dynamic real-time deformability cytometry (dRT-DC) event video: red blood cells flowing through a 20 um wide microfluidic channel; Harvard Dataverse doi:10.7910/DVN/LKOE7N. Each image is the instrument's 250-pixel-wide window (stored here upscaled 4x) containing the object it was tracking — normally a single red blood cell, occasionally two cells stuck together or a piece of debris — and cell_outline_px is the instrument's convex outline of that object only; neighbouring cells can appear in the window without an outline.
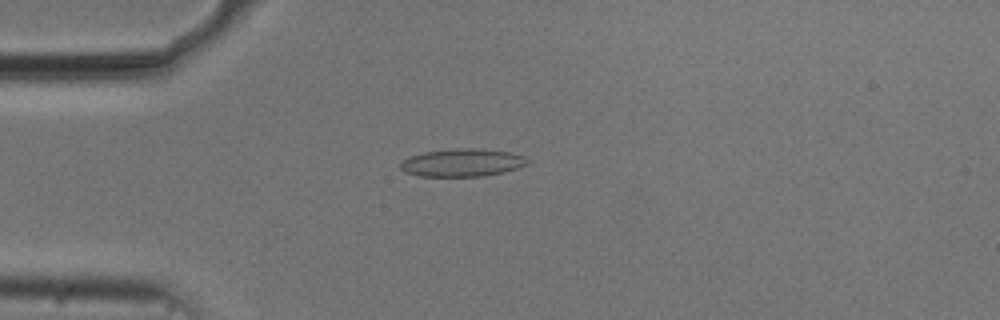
{"species": "common noctule bat (a hibernating species)", "species_latin": "Nyctalus noctula", "temperature_condition": "cold", "stored_images_in_passage": 40, "camera_frame_rate_fps": 3000, "um_per_image_px": 0.085, "animal": {"sex": "male", "body_mass_g": 20.5, "forearm_length_mm": 52.5}, "frame": {"image": 1, "passage_image": 12, "time_ms": 3.667, "image_size_px": [1000, 320], "cell_outline_px": [[528, 164], [504, 172], [484, 176], [420, 176], [404, 172], [400, 168], [400, 164], [408, 156], [424, 152], [456, 148], [476, 148], [512, 152], [524, 156], [528, 160]], "centroid_in_image_um": [39.29, 13.82], "position_along_channel_um": 45.7, "area_um2": 20.63}}
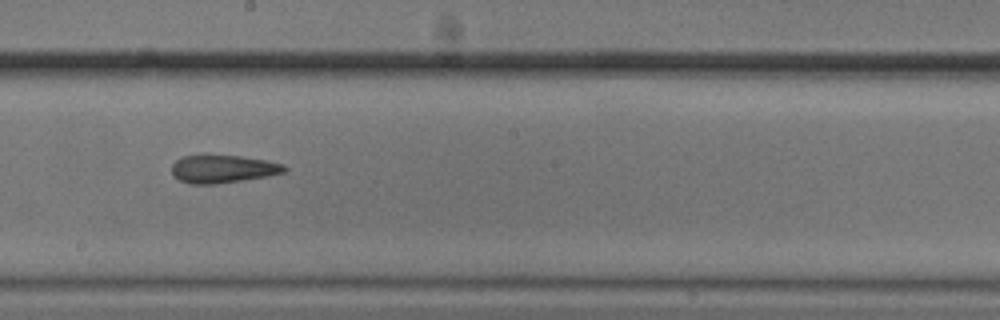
{"frame": {"image": 2, "passage_image": 28, "time_ms": 9.0, "image_size_px": [1000, 320], "cell_outline_px": [[288, 168], [284, 172], [264, 176], [216, 184], [188, 184], [172, 176], [172, 164], [176, 160], [184, 156], [240, 156], [264, 160], [284, 164]], "centroid_in_image_um": [18.9, 14.37], "position_along_channel_um": 229.3, "area_um2": 17.98}}
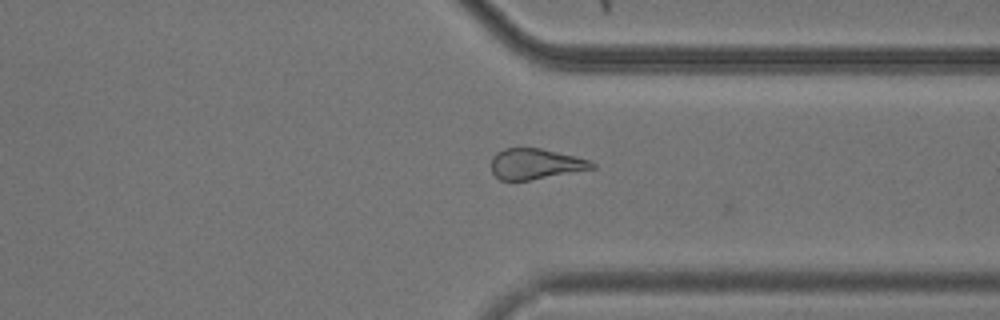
{"frame": {"image": 3, "passage_image": 39, "time_ms": 12.667, "image_size_px": [1000, 320], "cell_outline_px": [[596, 168], [528, 180], [500, 180], [492, 172], [492, 156], [496, 152], [504, 148], [540, 148], [576, 156], [592, 160], [596, 164]], "centroid_in_image_um": [45.54, 13.92], "position_along_channel_um": 365.9, "area_um2": 17.98}}